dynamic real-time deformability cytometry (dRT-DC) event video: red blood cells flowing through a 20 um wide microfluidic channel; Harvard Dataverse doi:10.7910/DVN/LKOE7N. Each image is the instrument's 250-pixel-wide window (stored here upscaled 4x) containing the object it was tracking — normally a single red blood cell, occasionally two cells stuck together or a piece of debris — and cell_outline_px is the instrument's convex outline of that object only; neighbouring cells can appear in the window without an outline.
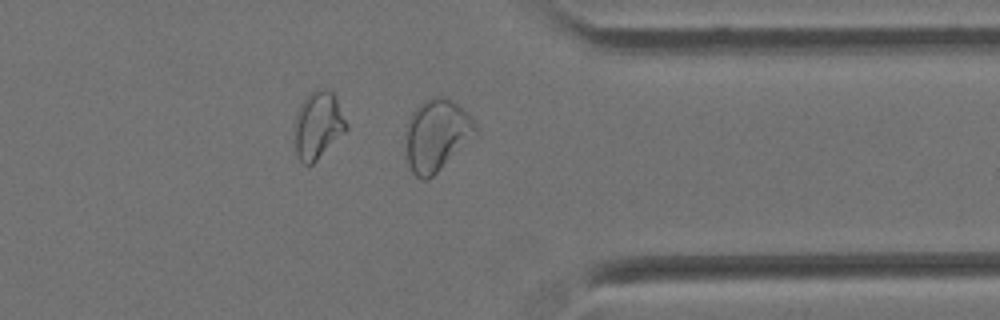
{"species": "Egyptian fruit bat (a non-hibernating species)", "species_latin": "Rousettus aegyptiacus", "temperature_condition": "cold", "stored_images_in_passage": 12, "camera_frame_rate_fps": 3000, "um_per_image_px": 0.085, "animal": {"sex": "female"}, "frame": {"image": 1, "passage_image": 11, "time_ms": 3.333, "image_size_px": [1000, 320], "cell_outline_px": [[480, 136], [428, 180], [424, 180], [416, 176], [412, 172], [408, 164], [404, 136], [408, 116], [424, 100], [432, 96], [444, 96], [452, 100], [468, 112], [476, 124], [480, 132]], "centroid_in_image_um": [37.17, 11.49], "position_along_channel_um": 374.2, "area_um2": 30.52}}